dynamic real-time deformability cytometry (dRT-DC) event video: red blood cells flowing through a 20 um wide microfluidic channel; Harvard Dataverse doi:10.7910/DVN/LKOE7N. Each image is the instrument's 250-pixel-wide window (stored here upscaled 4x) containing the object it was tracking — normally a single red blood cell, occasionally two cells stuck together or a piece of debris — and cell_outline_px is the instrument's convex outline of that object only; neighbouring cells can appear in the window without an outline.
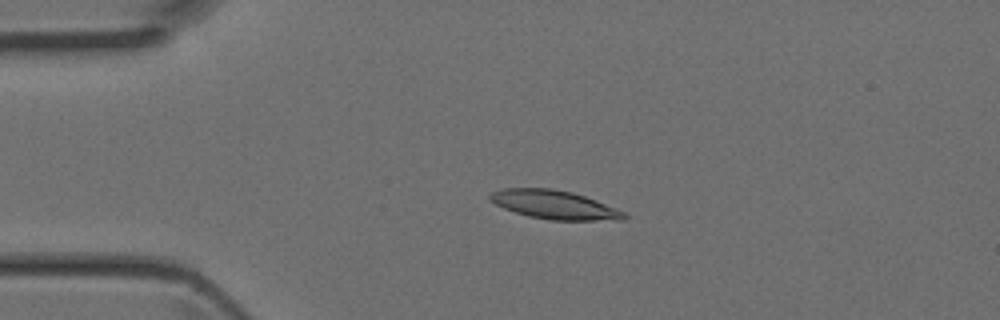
{"species": "Egyptian fruit bat (a non-hibernating species)", "species_latin": "Rousettus aegyptiacus", "temperature_condition": "room temperature", "stored_images_in_passage": 44, "camera_frame_rate_fps": 3000, "um_per_image_px": 0.085, "animal": {"sex": "female"}, "frame": {"image": 1, "passage_image": 10, "time_ms": 3.0, "image_size_px": [1000, 320], "cell_outline_px": [[628, 216], [624, 220], [552, 220], [528, 216], [504, 208], [488, 200], [488, 196], [492, 192], [504, 188], [552, 188], [572, 192], [596, 200], [616, 208], [624, 212]], "centroid_in_image_um": [47.12, 17.4], "position_along_channel_um": 37.9, "area_um2": 22.37}}
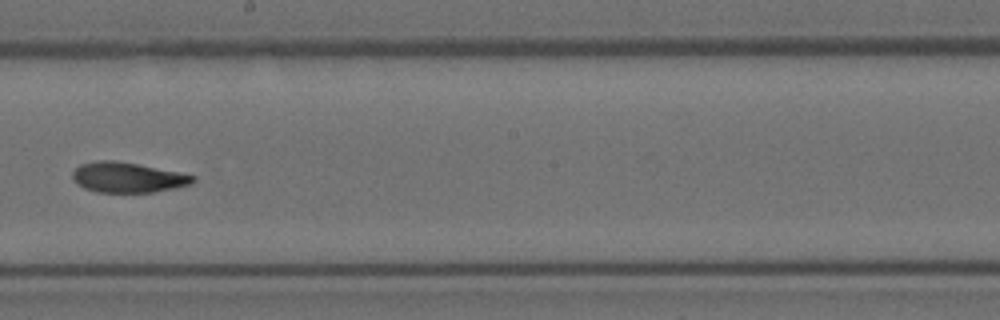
{"frame": {"image": 2, "passage_image": 25, "time_ms": 8.0, "image_size_px": [1000, 320], "cell_outline_px": [[196, 180], [192, 184], [176, 188], [152, 192], [96, 192], [84, 188], [76, 184], [72, 180], [72, 172], [80, 164], [96, 160], [116, 160], [196, 176]], "centroid_in_image_um": [10.81, 15.08], "position_along_channel_um": 237.4, "area_um2": 21.21}}
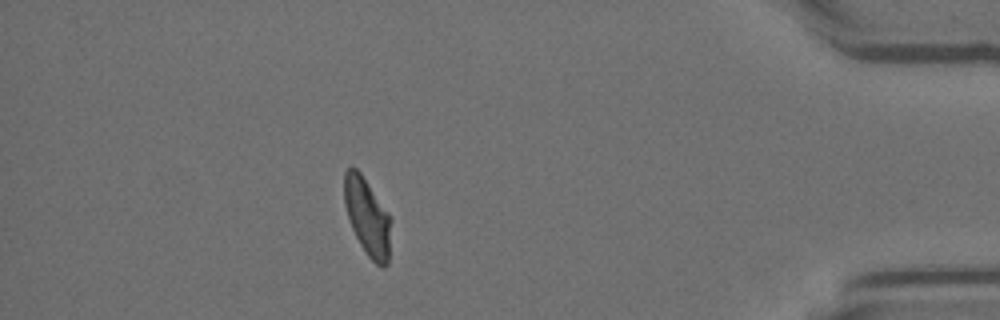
{"frame": {"image": 3, "passage_image": 39, "time_ms": 12.667, "image_size_px": [1000, 320], "cell_outline_px": [[392, 220], [388, 264], [384, 268], [376, 264], [368, 256], [360, 244], [348, 220], [344, 204], [344, 172], [348, 168], [356, 168], [360, 172], [388, 212]], "centroid_in_image_um": [31.23, 18.46], "position_along_channel_um": 404.0, "area_um2": 21.15}}